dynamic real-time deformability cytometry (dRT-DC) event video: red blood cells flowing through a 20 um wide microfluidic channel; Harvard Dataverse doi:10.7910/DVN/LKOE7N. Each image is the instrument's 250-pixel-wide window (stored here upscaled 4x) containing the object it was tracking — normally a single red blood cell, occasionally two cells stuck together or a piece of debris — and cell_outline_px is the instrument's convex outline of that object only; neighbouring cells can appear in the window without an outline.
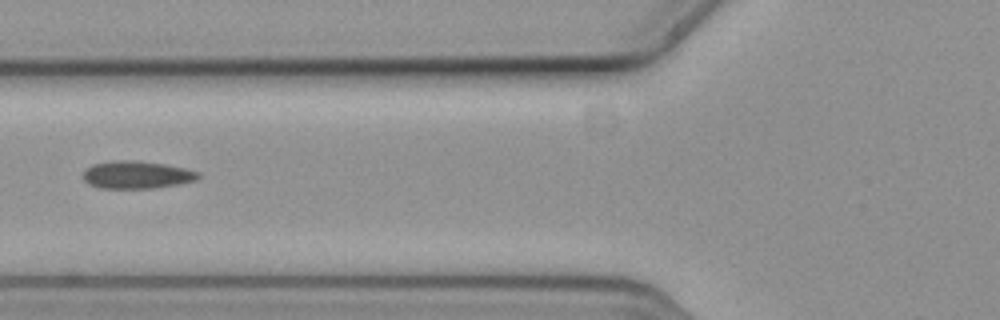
{"species": "common noctule bat (a hibernating species)", "species_latin": "Nyctalus noctula", "temperature_condition": "cold", "stored_images_in_passage": 9, "segment_of_instrument_passage": [2, 2], "camera_frame_rate_fps": 3000, "um_per_image_px": 0.085, "animal": {"sex": "female", "body_mass_g": 19.3, "forearm_length_mm": 54.1}, "frame": {"image": 1, "passage_image": 7, "time_ms": 2.0, "image_size_px": [1000, 320], "cell_outline_px": [[200, 176], [196, 180], [180, 184], [156, 188], [100, 188], [88, 184], [84, 180], [84, 172], [92, 164], [112, 160], [140, 160], [164, 164], [184, 168], [200, 172]], "centroid_in_image_um": [11.64, 14.85], "position_along_channel_um": 114.2, "area_um2": 18.67}}
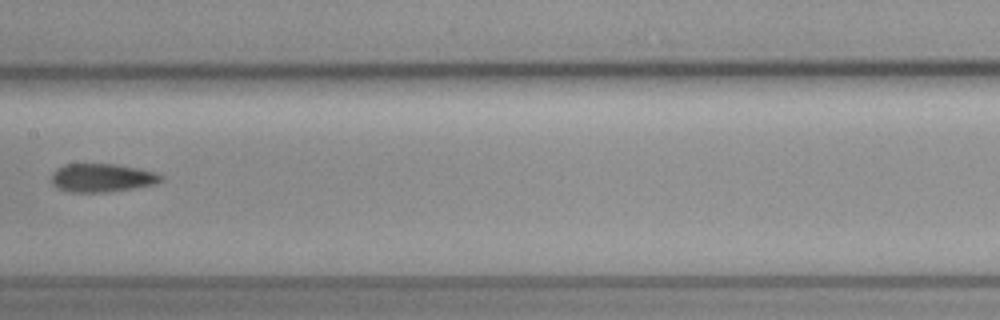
{"frame": {"image": 2, "passage_image": 9, "time_ms": 2.667, "image_size_px": [1000, 320], "cell_outline_px": [[164, 180], [156, 184], [132, 188], [104, 192], [68, 192], [56, 188], [52, 184], [52, 172], [56, 168], [64, 164], [116, 164], [156, 172], [164, 176]], "centroid_in_image_um": [8.66, 15.11], "position_along_channel_um": 198.7, "area_um2": 18.26}}